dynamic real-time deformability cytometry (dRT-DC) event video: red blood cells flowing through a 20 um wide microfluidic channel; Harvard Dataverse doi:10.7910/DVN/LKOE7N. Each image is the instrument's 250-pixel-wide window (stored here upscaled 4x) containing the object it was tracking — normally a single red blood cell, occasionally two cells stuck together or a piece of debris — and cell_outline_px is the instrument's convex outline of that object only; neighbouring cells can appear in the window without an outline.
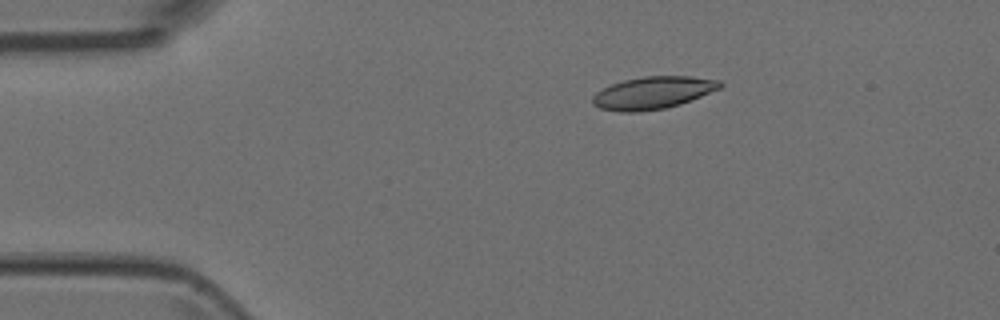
{"species": "Egyptian fruit bat (a non-hibernating species)", "species_latin": "Rousettus aegyptiacus", "temperature_condition": "room temperature", "stored_images_in_passage": 3, "segment_of_instrument_passage": [2, 2], "camera_frame_rate_fps": 3000, "um_per_image_px": 0.085, "animal": {"sex": "female"}, "frame": {"image": 1, "passage_image": 3, "time_ms": 0.667, "image_size_px": [1000, 320], "cell_outline_px": [[724, 84], [720, 88], [680, 104], [664, 108], [636, 112], [620, 112], [600, 108], [592, 104], [592, 96], [600, 88], [624, 80], [644, 76], [692, 76], [720, 80]], "centroid_in_image_um": [55.47, 7.88], "position_along_channel_um": 29.5, "area_um2": 24.04}}